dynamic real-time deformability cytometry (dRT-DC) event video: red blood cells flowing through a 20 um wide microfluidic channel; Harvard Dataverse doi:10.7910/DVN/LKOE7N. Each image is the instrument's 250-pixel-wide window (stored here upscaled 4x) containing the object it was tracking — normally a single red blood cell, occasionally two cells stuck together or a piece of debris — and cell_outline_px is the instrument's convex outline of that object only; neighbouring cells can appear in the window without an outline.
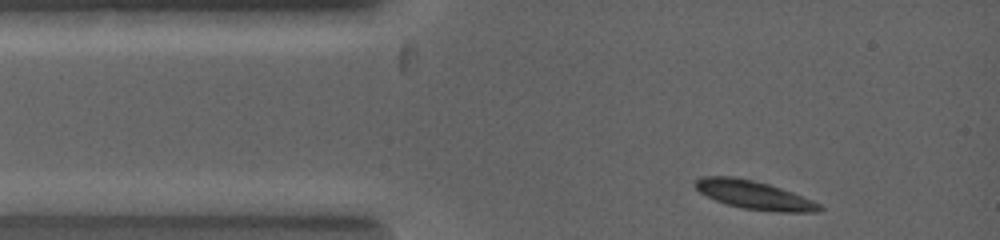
{"species": "common noctule bat (a hibernating species)", "species_latin": "Nyctalus noctula", "temperature_condition": "warm", "stored_images_in_passage": 9, "camera_frame_rate_fps": 5000, "um_per_image_px": 0.085, "animal": {"sex": "female", "body_mass_g": 19.0, "forearm_length_mm": 53.3}, "frame": {"image": 1, "passage_image": 1, "time_ms": 0.0, "image_size_px": [1000, 240], "cell_outline_px": [[824, 208], [816, 212], [776, 212], [740, 208], [716, 200], [700, 192], [692, 184], [700, 176], [732, 176], [752, 180], [768, 184], [792, 192], [812, 200], [820, 204]], "centroid_in_image_um": [64.08, 16.57], "position_along_channel_um": 20.9, "area_um2": 20.52}}